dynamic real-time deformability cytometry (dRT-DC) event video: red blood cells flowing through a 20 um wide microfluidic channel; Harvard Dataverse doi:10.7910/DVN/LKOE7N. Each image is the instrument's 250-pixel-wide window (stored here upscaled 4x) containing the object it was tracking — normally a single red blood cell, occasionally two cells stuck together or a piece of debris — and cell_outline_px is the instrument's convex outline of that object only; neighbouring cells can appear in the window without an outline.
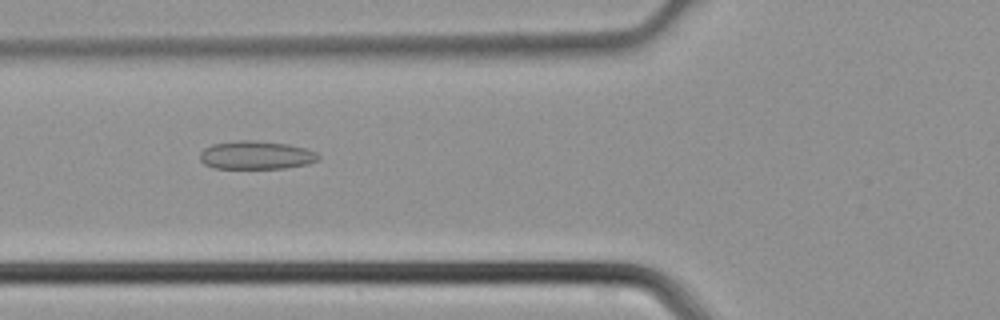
{"species": "common noctule bat (a hibernating species)", "species_latin": "Nyctalus noctula", "temperature_condition": "cold", "stored_images_in_passage": 30, "camera_frame_rate_fps": 3000, "um_per_image_px": 0.085, "animal": {"sex": "male", "body_mass_g": 21.5, "forearm_length_mm": 52.0}, "frame": {"image": 1, "passage_image": 3, "time_ms": 0.667, "image_size_px": [1000, 320], "cell_outline_px": [[320, 160], [308, 164], [284, 168], [212, 168], [204, 164], [200, 160], [200, 152], [204, 148], [212, 144], [236, 140], [256, 140], [288, 144], [308, 148], [316, 152], [320, 156]], "centroid_in_image_um": [21.79, 13.18], "position_along_channel_um": 104.0, "area_um2": 19.83}}
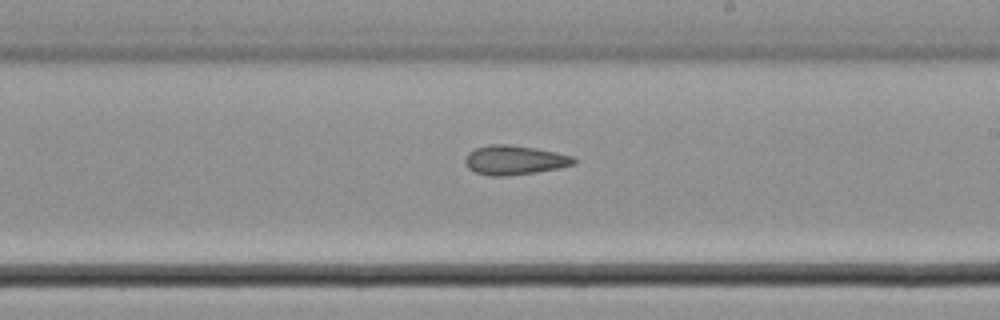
{"frame": {"image": 2, "passage_image": 12, "time_ms": 3.667, "image_size_px": [1000, 320], "cell_outline_px": [[576, 164], [536, 172], [504, 176], [492, 176], [476, 172], [468, 168], [464, 160], [468, 152], [476, 148], [488, 144], [508, 144], [536, 148], [572, 156], [576, 160]], "centroid_in_image_um": [43.7, 13.6], "position_along_channel_um": 245.3, "area_um2": 18.44}}
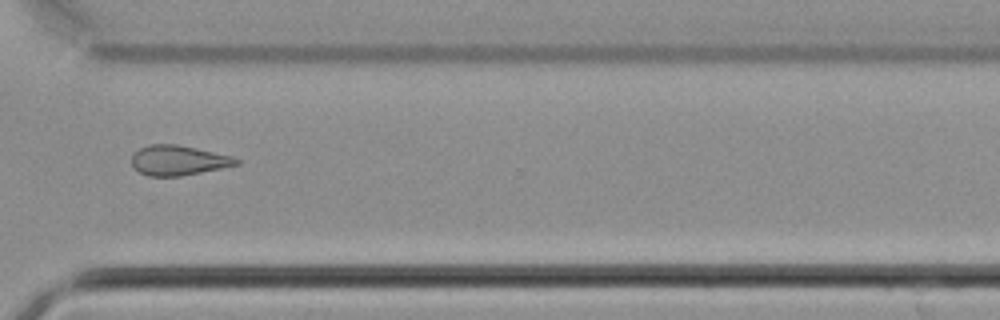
{"frame": {"image": 3, "passage_image": 19, "time_ms": 6.0, "image_size_px": [1000, 320], "cell_outline_px": [[240, 164], [180, 176], [148, 176], [140, 172], [132, 164], [132, 156], [140, 148], [148, 144], [176, 144], [196, 148], [232, 156], [240, 160]], "centroid_in_image_um": [15.16, 13.62], "position_along_channel_um": 355.4, "area_um2": 18.03}}